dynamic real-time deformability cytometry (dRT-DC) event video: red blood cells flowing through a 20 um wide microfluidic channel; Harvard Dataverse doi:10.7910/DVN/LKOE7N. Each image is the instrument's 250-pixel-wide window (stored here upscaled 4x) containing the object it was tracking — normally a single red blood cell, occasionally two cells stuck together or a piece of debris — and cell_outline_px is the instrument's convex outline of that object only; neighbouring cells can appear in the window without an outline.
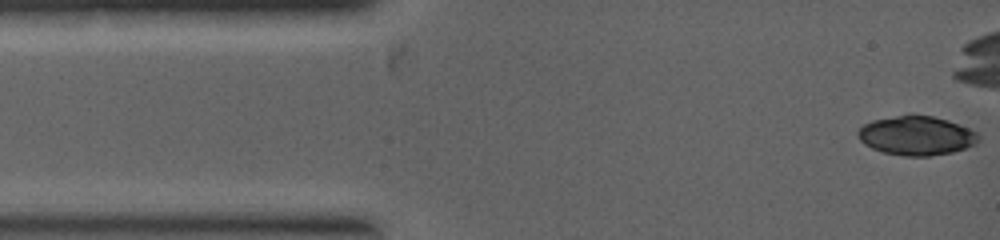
{"species": "common noctule bat (a hibernating species)", "species_latin": "Nyctalus noctula", "temperature_condition": "warm", "stored_images_in_passage": 6, "camera_frame_rate_fps": 5000, "um_per_image_px": 0.085, "animal": {"sex": "female", "body_mass_g": 19.0, "forearm_length_mm": 53.3}, "frame": {"image": 1, "passage_image": 1, "time_ms": 0.0, "image_size_px": [1000, 240], "cell_outline_px": [[980, 140], [976, 144], [952, 152], [928, 156], [904, 156], [884, 152], [872, 148], [864, 144], [860, 140], [856, 132], [864, 124], [872, 120], [912, 112], [932, 116], [948, 120], [968, 128], [976, 132], [980, 136]], "centroid_in_image_um": [77.89, 11.5], "position_along_channel_um": 7.1, "area_um2": 27.86}}